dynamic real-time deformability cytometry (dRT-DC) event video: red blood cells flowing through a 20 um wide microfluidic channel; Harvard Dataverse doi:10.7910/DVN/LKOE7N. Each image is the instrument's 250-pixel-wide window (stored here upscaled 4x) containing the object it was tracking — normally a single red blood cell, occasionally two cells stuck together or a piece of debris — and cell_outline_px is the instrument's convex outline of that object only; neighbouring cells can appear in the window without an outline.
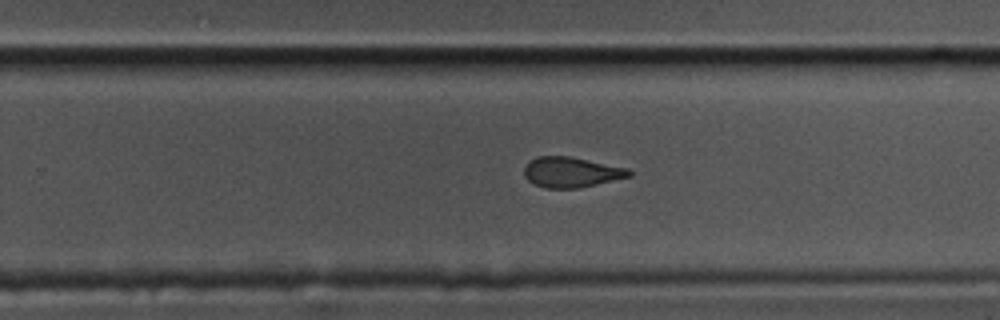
{"species": "common noctule bat (a hibernating species)", "species_latin": "Nyctalus noctula", "temperature_condition": "cold", "stored_images_in_passage": 40, "segment_of_instrument_passage": [1, 2], "camera_frame_rate_fps": 3000, "um_per_image_px": 0.085, "animal": {"sex": "male", "body_mass_g": 17.5, "forearm_length_mm": 52.3}, "frame": {"image": 1, "passage_image": 30, "time_ms": 9.667, "image_size_px": [1000, 320], "cell_outline_px": [[632, 176], [580, 188], [544, 188], [532, 184], [524, 176], [524, 168], [536, 156], [572, 156], [628, 168], [632, 172]], "centroid_in_image_um": [48.57, 14.64], "position_along_channel_um": 281.2, "area_um2": 18.73}}
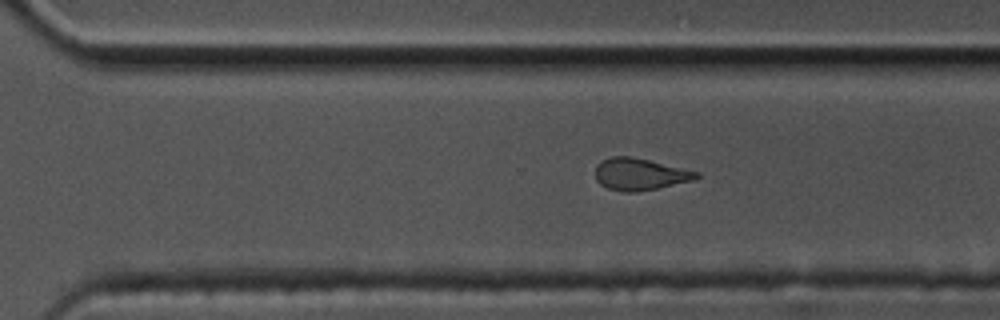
{"frame": {"image": 2, "passage_image": 33, "time_ms": 10.667, "image_size_px": [1000, 320], "cell_outline_px": [[700, 176], [692, 180], [656, 188], [636, 192], [624, 192], [608, 188], [600, 184], [596, 180], [596, 164], [600, 160], [612, 156], [632, 156], [700, 172]], "centroid_in_image_um": [54.35, 14.79], "position_along_channel_um": 316.2, "area_um2": 18.73}}
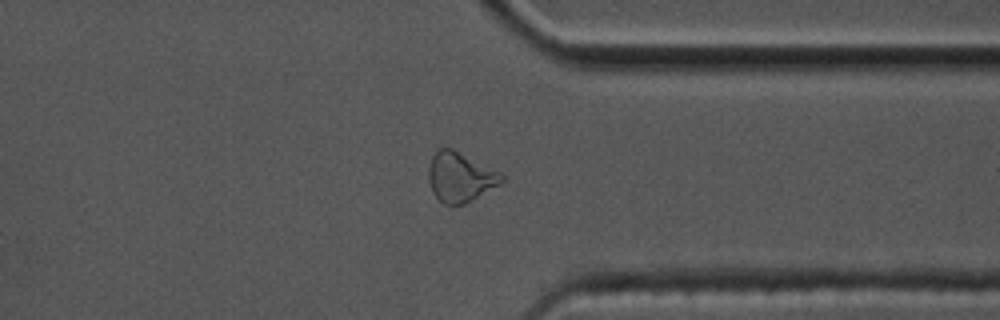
{"frame": {"image": 3, "passage_image": 38, "time_ms": 12.333, "image_size_px": [1000, 320], "cell_outline_px": [[508, 180], [464, 204], [444, 204], [432, 192], [428, 180], [428, 168], [432, 156], [440, 148], [452, 148], [500, 172]], "centroid_in_image_um": [39.13, 15.05], "position_along_channel_um": 372.3, "area_um2": 21.1}}